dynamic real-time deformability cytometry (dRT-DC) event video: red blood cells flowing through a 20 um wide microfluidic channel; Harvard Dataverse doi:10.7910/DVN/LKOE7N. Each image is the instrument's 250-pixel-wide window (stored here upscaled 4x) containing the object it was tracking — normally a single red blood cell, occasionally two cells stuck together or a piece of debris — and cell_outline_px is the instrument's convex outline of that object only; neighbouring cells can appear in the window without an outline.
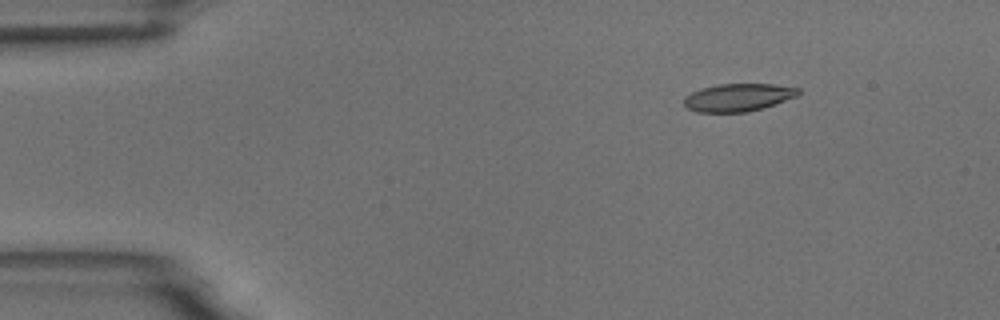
{"species": "common noctule bat (a hibernating species)", "species_latin": "Nyctalus noctula", "temperature_condition": "room temperature", "stored_images_in_passage": 8, "camera_frame_rate_fps": 3000, "um_per_image_px": 0.085, "animal": {"sex": "male", "body_mass_g": 18.8}, "frame": {"image": 1, "passage_image": 1, "time_ms": 0.0, "image_size_px": [1000, 320], "cell_outline_px": [[800, 92], [796, 96], [748, 112], [696, 112], [688, 108], [684, 104], [684, 96], [700, 88], [720, 84], [772, 84], [800, 88]], "centroid_in_image_um": [62.69, 8.27], "position_along_channel_um": 22.3, "area_um2": 18.26}}
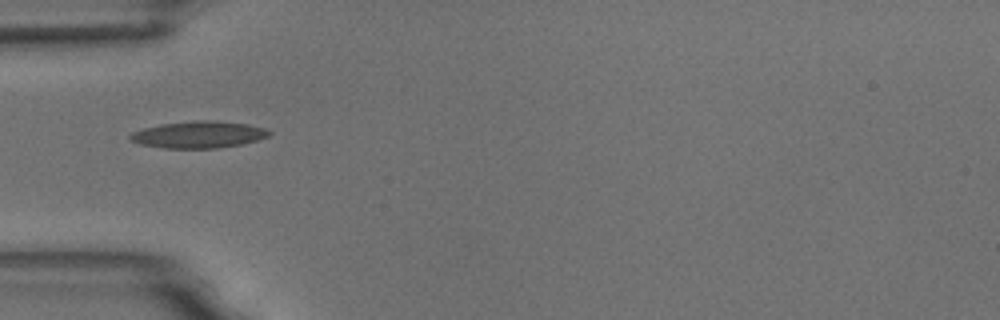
{"frame": {"image": 2, "passage_image": 3, "time_ms": 3.333, "image_size_px": [1000, 320], "cell_outline_px": [[272, 132], [268, 136], [256, 140], [240, 144], [220, 148], [164, 148], [140, 144], [128, 140], [128, 136], [132, 132], [144, 128], [160, 124], [192, 120], [212, 120], [248, 124], [268, 128]], "centroid_in_image_um": [16.87, 11.43], "position_along_channel_um": 68.1, "area_um2": 21.91}}
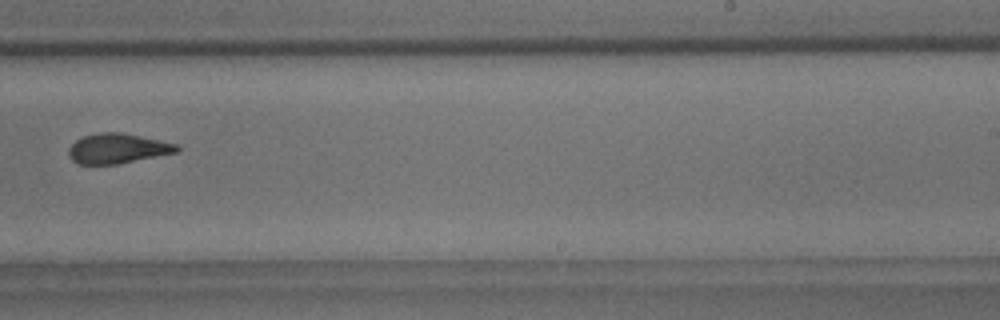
{"frame": {"image": 3, "passage_image": 8, "time_ms": 9.0, "image_size_px": [1000, 320], "cell_outline_px": [[180, 148], [176, 152], [116, 164], [80, 164], [72, 160], [68, 156], [68, 148], [76, 140], [84, 136], [100, 132], [120, 132], [176, 144]], "centroid_in_image_um": [9.93, 12.62], "position_along_channel_um": 279.1, "area_um2": 18.5}}